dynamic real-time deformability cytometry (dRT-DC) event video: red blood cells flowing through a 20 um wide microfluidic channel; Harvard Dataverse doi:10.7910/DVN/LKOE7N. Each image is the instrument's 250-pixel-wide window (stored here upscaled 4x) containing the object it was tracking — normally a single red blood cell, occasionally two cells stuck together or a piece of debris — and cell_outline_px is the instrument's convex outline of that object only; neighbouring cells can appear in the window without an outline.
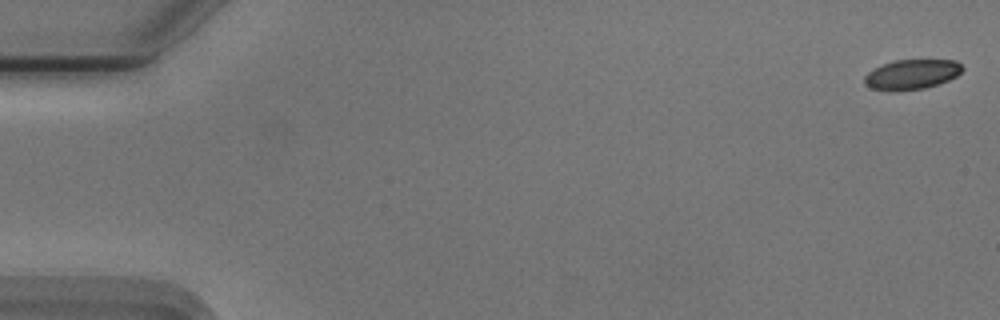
{"species": "Egyptian fruit bat (a non-hibernating species)", "species_latin": "Rousettus aegyptiacus", "temperature_condition": "cold", "stored_images_in_passage": 55, "camera_frame_rate_fps": 3000, "um_per_image_px": 0.085, "animal": {"sex": "male"}, "frame": {"image": 1, "passage_image": 1, "time_ms": 0.0, "image_size_px": [1000, 320], "cell_outline_px": [[964, 68], [956, 76], [948, 80], [924, 88], [892, 92], [888, 92], [872, 88], [864, 84], [864, 76], [868, 72], [884, 64], [896, 60], [956, 60]], "centroid_in_image_um": [77.47, 6.34], "position_along_channel_um": 7.5, "area_um2": 16.99}}
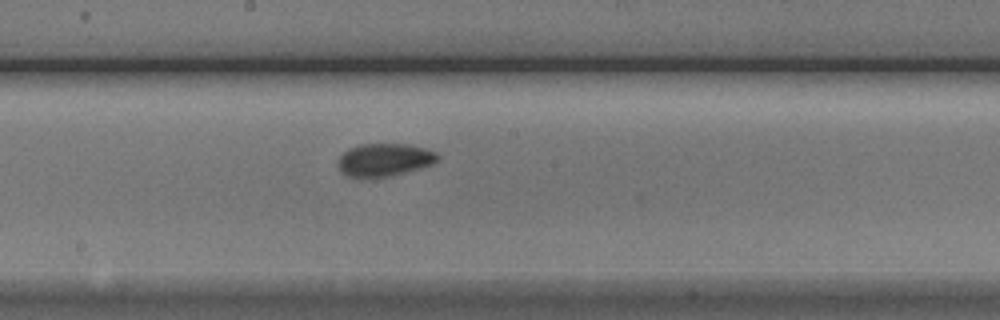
{"frame": {"image": 2, "passage_image": 30, "time_ms": 9.667, "image_size_px": [1000, 320], "cell_outline_px": [[440, 156], [432, 164], [420, 168], [392, 176], [368, 180], [360, 180], [344, 176], [340, 172], [336, 164], [340, 156], [348, 148], [360, 144], [408, 144], [424, 148], [436, 152]], "centroid_in_image_um": [32.58, 13.63], "position_along_channel_um": 215.6, "area_um2": 19.83}}
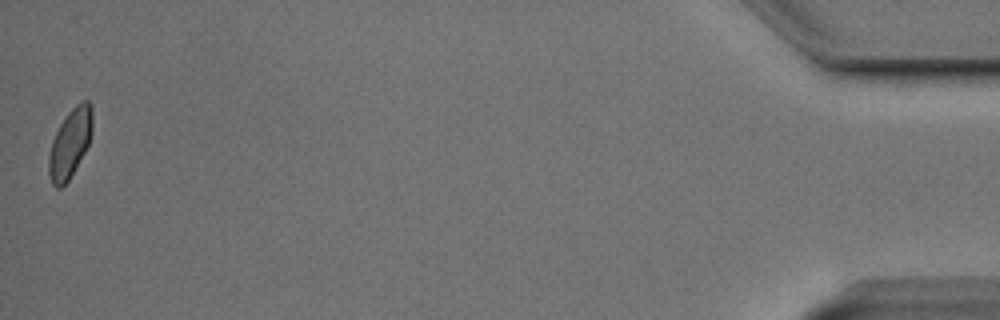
{"frame": {"image": 3, "passage_image": 55, "time_ms": 18.0, "image_size_px": [1000, 320], "cell_outline_px": [[92, 132], [88, 144], [84, 152], [68, 180], [60, 188], [56, 188], [52, 184], [48, 172], [48, 156], [52, 140], [60, 124], [68, 112], [80, 100], [88, 100], [92, 104]], "centroid_in_image_um": [5.95, 12.14], "position_along_channel_um": 429.3, "area_um2": 17.4}, "authors_computed_cell_mechanics": {"area_um2": 18.3804, "velocity_mm_per_s": 3.7166, "shape_relaxation_time_tau1_ms": 4.1357, "shape_relaxation_time_tau2_ms": 1.4787, "deformation_change_tau1": 0.1069, "deformation_change_tau2": 0.0485}}